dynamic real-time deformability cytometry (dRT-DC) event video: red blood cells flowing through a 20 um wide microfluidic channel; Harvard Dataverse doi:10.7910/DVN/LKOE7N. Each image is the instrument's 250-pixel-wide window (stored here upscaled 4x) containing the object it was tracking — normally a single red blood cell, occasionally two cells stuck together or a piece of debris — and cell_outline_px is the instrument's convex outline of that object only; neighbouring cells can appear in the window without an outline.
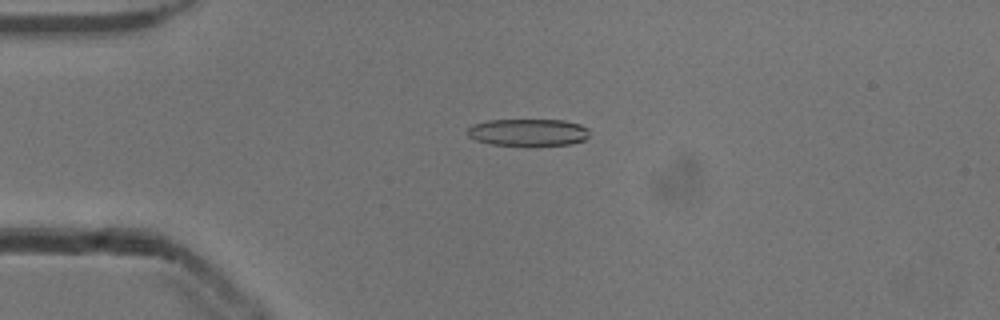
{"species": "common noctule bat (a hibernating species)", "species_latin": "Nyctalus noctula", "temperature_condition": "cold", "stored_images_in_passage": 53, "camera_frame_rate_fps": 3000, "um_per_image_px": 0.085, "animal": {"sex": "male", "body_mass_g": 13.3}, "frame": {"image": 1, "passage_image": 13, "time_ms": 4.0, "image_size_px": [1000, 320], "cell_outline_px": [[588, 136], [584, 140], [572, 144], [532, 148], [528, 148], [492, 144], [476, 140], [468, 136], [468, 128], [472, 124], [488, 120], [564, 120], [580, 124], [588, 128]], "centroid_in_image_um": [44.91, 11.29], "position_along_channel_um": 40.1, "area_um2": 20.11}}
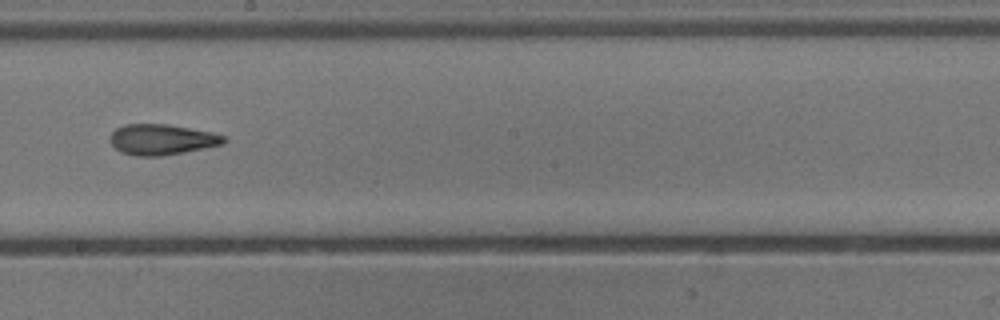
{"frame": {"image": 2, "passage_image": 30, "time_ms": 9.667, "image_size_px": [1000, 320], "cell_outline_px": [[228, 140], [224, 144], [184, 152], [160, 156], [136, 156], [120, 152], [108, 140], [112, 132], [116, 128], [124, 124], [168, 124], [212, 132], [224, 136]], "centroid_in_image_um": [13.74, 11.86], "position_along_channel_um": 234.5, "area_um2": 20.4}}
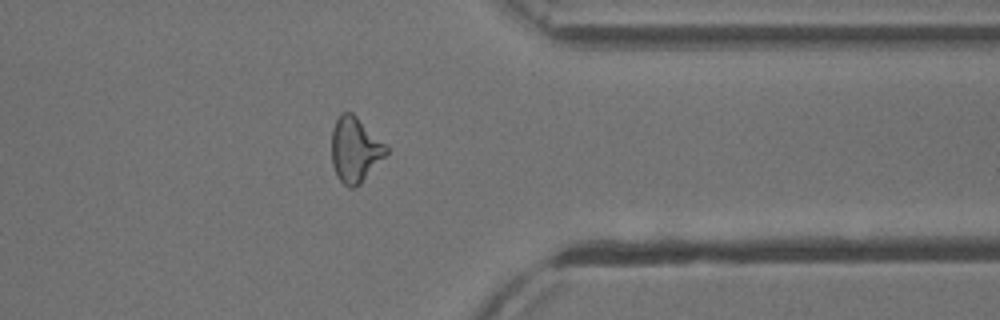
{"frame": {"image": 3, "passage_image": 42, "time_ms": 13.667, "image_size_px": [1000, 320], "cell_outline_px": [[388, 152], [360, 184], [352, 188], [348, 188], [336, 176], [332, 164], [332, 128], [340, 112], [352, 112], [388, 148]], "centroid_in_image_um": [30.14, 12.73], "position_along_channel_um": 381.3, "area_um2": 20.4}, "authors_computed_cell_mechanics": {"area_um2": 20.4612, "velocity_mm_per_s": 3.9087, "shape_relaxation_time_tau1_ms": null, "shape_relaxation_time_tau2_ms": 3.6858, "deformation_change_tau1": null, "deformation_change_tau2": 0.1396}}